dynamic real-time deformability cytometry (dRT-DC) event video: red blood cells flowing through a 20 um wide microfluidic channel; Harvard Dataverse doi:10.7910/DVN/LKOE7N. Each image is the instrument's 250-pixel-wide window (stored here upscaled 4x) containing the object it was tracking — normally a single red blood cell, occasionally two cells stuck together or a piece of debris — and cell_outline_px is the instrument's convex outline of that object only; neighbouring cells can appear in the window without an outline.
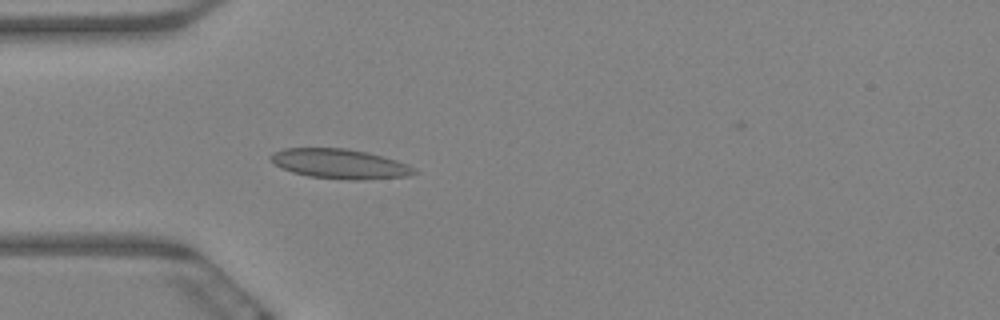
{"species": "Egyptian fruit bat (a non-hibernating species)", "species_latin": "Rousettus aegyptiacus", "temperature_condition": "warm", "stored_images_in_passage": 61, "camera_frame_rate_fps": 3000, "um_per_image_px": 0.085, "animal": {"sex": "female"}, "frame": {"image": 1, "passage_image": 18, "time_ms": 5.667, "image_size_px": [1000, 320], "cell_outline_px": [[420, 172], [408, 176], [360, 180], [348, 180], [308, 176], [292, 172], [272, 164], [268, 156], [272, 152], [284, 148], [344, 148], [368, 152], [396, 160], [408, 164], [416, 168]], "centroid_in_image_um": [28.87, 13.92], "position_along_channel_um": 56.1, "area_um2": 25.14}}
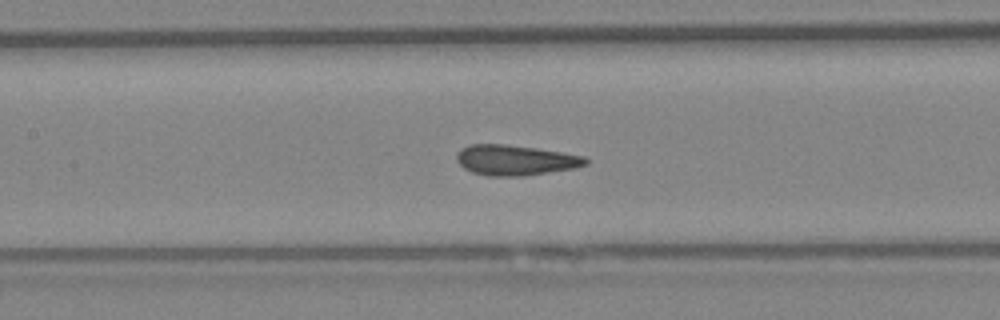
{"frame": {"image": 2, "passage_image": 28, "time_ms": 9.0, "image_size_px": [1000, 320], "cell_outline_px": [[588, 164], [576, 168], [524, 176], [488, 176], [472, 172], [464, 168], [456, 160], [456, 156], [460, 148], [468, 144], [504, 144], [536, 148], [584, 156], [588, 160]], "centroid_in_image_um": [43.79, 13.61], "position_along_channel_um": 163.6, "area_um2": 22.89}}
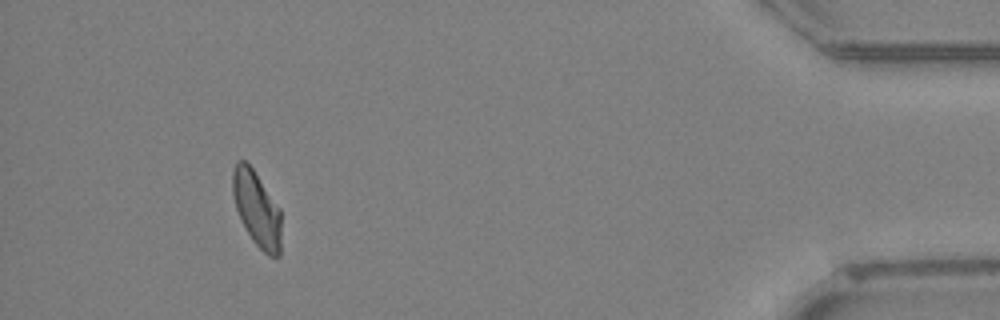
{"frame": {"image": 3, "passage_image": 56, "time_ms": 18.333, "image_size_px": [1000, 320], "cell_outline_px": [[280, 256], [268, 256], [252, 240], [240, 220], [236, 208], [232, 192], [232, 172], [236, 160], [244, 160], [252, 168], [280, 208]], "centroid_in_image_um": [21.8, 17.74], "position_along_channel_um": 413.4, "area_um2": 21.21}, "authors_computed_cell_mechanics": {"area_um2": 22.5998, "velocity_mm_per_s": 3.362, "shape_relaxation_time_tau1_ms": null, "shape_relaxation_time_tau2_ms": 1.2937, "deformation_change_tau1": null, "deformation_change_tau2": 0.0631}}